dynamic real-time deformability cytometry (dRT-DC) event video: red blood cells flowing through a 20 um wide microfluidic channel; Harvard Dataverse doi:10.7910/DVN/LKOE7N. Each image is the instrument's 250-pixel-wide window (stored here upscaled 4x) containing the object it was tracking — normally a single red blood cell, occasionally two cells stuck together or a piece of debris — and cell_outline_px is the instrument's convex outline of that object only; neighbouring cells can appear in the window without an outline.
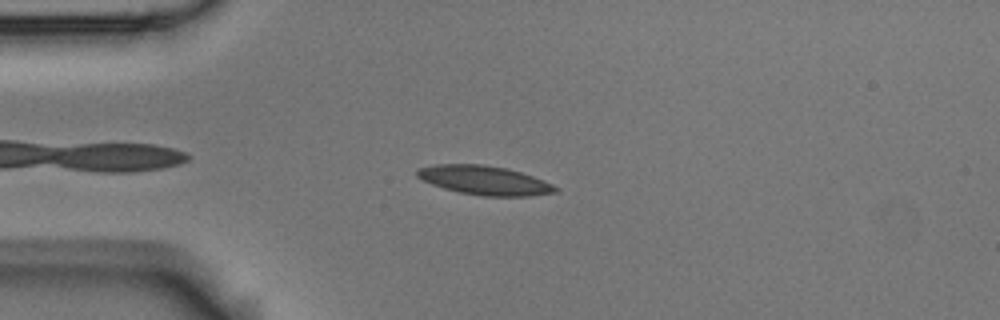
{"species": "Egyptian fruit bat (a non-hibernating species)", "species_latin": "Rousettus aegyptiacus", "temperature_condition": "room temperature", "stored_images_in_passage": 10, "camera_frame_rate_fps": 3000, "um_per_image_px": 0.085, "animal": {"sex": "male"}, "frame": {"image": 1, "passage_image": 4, "time_ms": 1.0, "image_size_px": [1000, 320], "cell_outline_px": [[560, 188], [556, 192], [528, 196], [484, 196], [460, 192], [444, 188], [432, 184], [416, 176], [416, 172], [420, 168], [436, 164], [484, 164], [508, 168], [544, 180]], "centroid_in_image_um": [41.21, 15.32], "position_along_channel_um": 43.8, "area_um2": 23.29}}
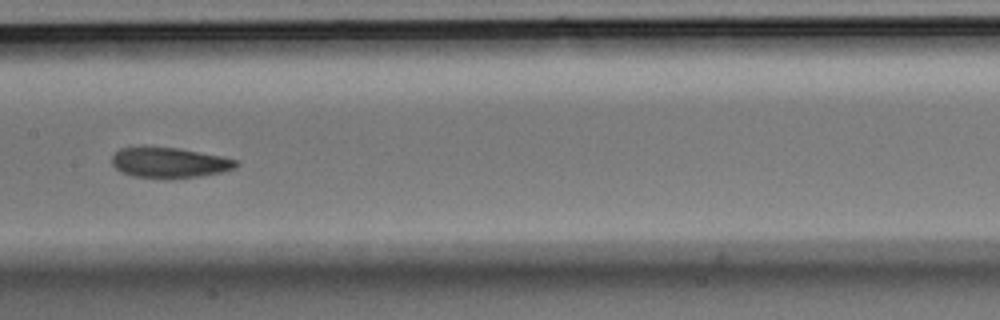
{"frame": {"image": 2, "passage_image": 8, "time_ms": 2.333, "image_size_px": [1000, 320], "cell_outline_px": [[240, 164], [236, 168], [220, 172], [200, 176], [164, 180], [132, 176], [120, 172], [112, 164], [112, 156], [120, 148], [144, 144], [180, 148], [220, 156], [236, 160]], "centroid_in_image_um": [14.33, 13.81], "position_along_channel_um": 193.1, "area_um2": 22.89}}
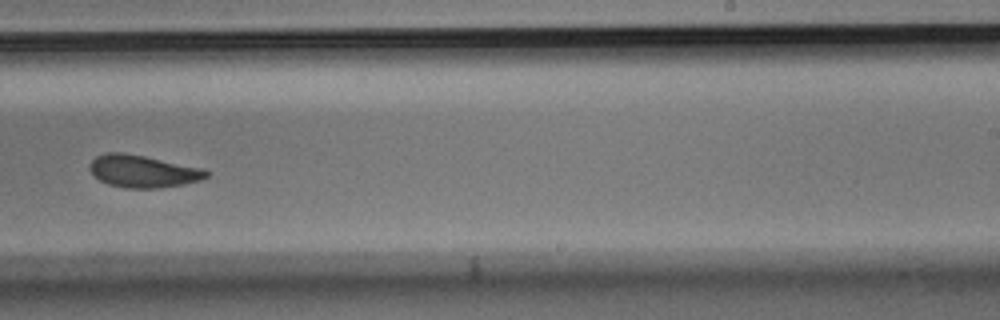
{"frame": {"image": 3, "passage_image": 10, "time_ms": 3.0, "image_size_px": [1000, 320], "cell_outline_px": [[208, 176], [200, 180], [184, 184], [156, 188], [124, 188], [108, 184], [100, 180], [88, 168], [88, 164], [96, 156], [104, 152], [124, 152], [204, 168], [208, 172]], "centroid_in_image_um": [12.12, 14.55], "position_along_channel_um": 276.9, "area_um2": 22.02}}